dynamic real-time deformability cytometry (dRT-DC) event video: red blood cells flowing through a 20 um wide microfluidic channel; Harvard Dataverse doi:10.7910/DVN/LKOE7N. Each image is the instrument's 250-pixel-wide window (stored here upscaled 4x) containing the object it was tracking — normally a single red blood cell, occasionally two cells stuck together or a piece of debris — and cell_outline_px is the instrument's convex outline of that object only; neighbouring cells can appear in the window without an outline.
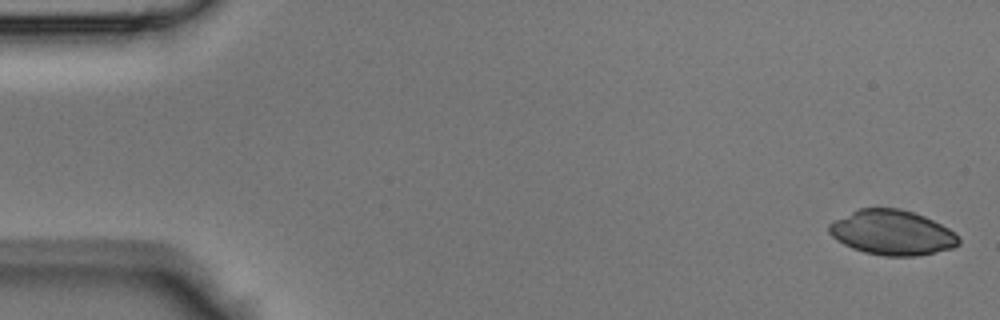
{"species": "Egyptian fruit bat (a non-hibernating species)", "species_latin": "Rousettus aegyptiacus", "temperature_condition": "room temperature", "stored_images_in_passage": 43, "camera_frame_rate_fps": 3000, "um_per_image_px": 0.085, "animal": {"sex": "male"}, "frame": {"image": 1, "passage_image": 1, "time_ms": 0.0, "image_size_px": [1000, 320], "cell_outline_px": [[960, 244], [952, 248], [916, 256], [884, 256], [864, 252], [852, 248], [836, 240], [828, 232], [828, 224], [860, 208], [900, 208], [924, 216], [956, 232], [960, 236]], "centroid_in_image_um": [75.85, 19.78], "position_along_channel_um": 9.2, "area_um2": 33.81}}